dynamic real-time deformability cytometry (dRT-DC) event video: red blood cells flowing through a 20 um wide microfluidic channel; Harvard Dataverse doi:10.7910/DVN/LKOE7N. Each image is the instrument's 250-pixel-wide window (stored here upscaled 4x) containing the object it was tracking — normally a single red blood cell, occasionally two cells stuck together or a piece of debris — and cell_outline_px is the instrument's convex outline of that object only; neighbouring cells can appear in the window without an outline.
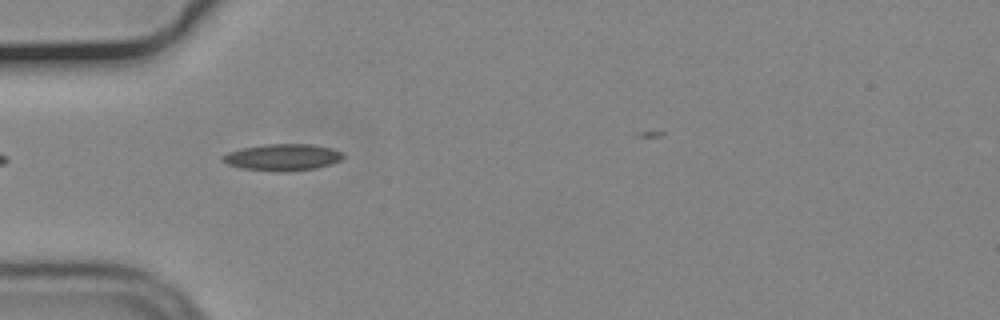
{"species": "common noctule bat (a hibernating species)", "species_latin": "Nyctalus noctula", "temperature_condition": "cold", "stored_images_in_passage": 35, "camera_frame_rate_fps": 3000, "um_per_image_px": 0.085, "animal": {"sex": "male", "body_mass_g": 19.2, "forearm_length_mm": 51.8}, "frame": {"image": 1, "passage_image": 1, "time_ms": 0.0, "image_size_px": [1000, 320], "cell_outline_px": [[344, 156], [340, 160], [316, 168], [280, 172], [272, 172], [244, 168], [228, 164], [220, 160], [228, 152], [240, 148], [264, 144], [312, 144], [332, 148], [344, 152]], "centroid_in_image_um": [24.02, 13.36], "position_along_channel_um": 61.0, "area_um2": 18.73}}
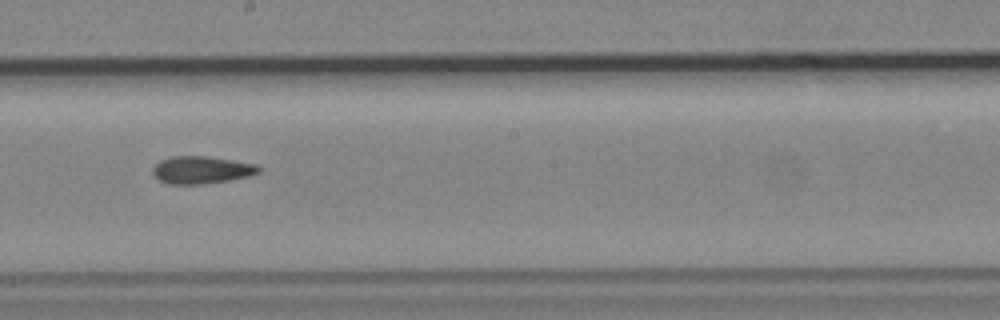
{"frame": {"image": 2, "passage_image": 15, "time_ms": 4.667, "image_size_px": [1000, 320], "cell_outline_px": [[260, 172], [248, 176], [228, 180], [200, 184], [168, 184], [160, 180], [152, 172], [152, 168], [160, 160], [172, 156], [208, 156], [256, 164], [260, 168]], "centroid_in_image_um": [17.11, 14.43], "position_along_channel_um": 231.1, "area_um2": 16.82}}
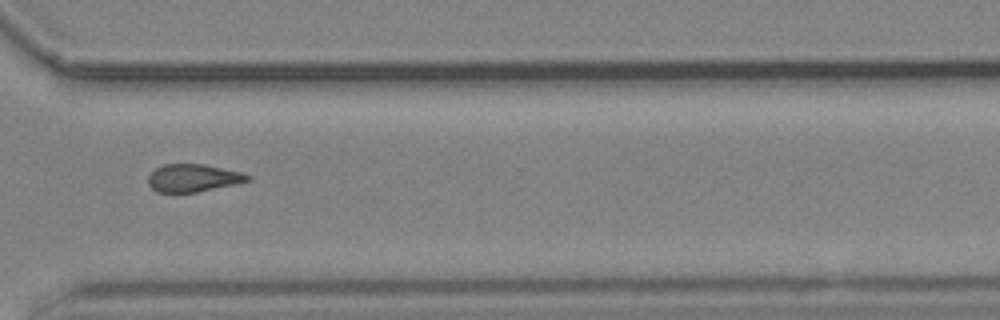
{"frame": {"image": 3, "passage_image": 25, "time_ms": 8.0, "image_size_px": [1000, 320], "cell_outline_px": [[252, 180], [236, 184], [196, 192], [156, 192], [148, 184], [148, 176], [156, 168], [164, 164], [204, 164], [240, 172], [252, 176]], "centroid_in_image_um": [16.42, 15.13], "position_along_channel_um": 354.2, "area_um2": 16.01}, "authors_computed_cell_mechanics": {"area_um2": 16.762, "velocity_mm_per_s": 3.7131, "shape_relaxation_time_tau1_ms": 8.9886, "shape_relaxation_time_tau2_ms": 7.3127, "deformation_change_tau1": 0.1666, "deformation_change_tau2": 0.1537}}